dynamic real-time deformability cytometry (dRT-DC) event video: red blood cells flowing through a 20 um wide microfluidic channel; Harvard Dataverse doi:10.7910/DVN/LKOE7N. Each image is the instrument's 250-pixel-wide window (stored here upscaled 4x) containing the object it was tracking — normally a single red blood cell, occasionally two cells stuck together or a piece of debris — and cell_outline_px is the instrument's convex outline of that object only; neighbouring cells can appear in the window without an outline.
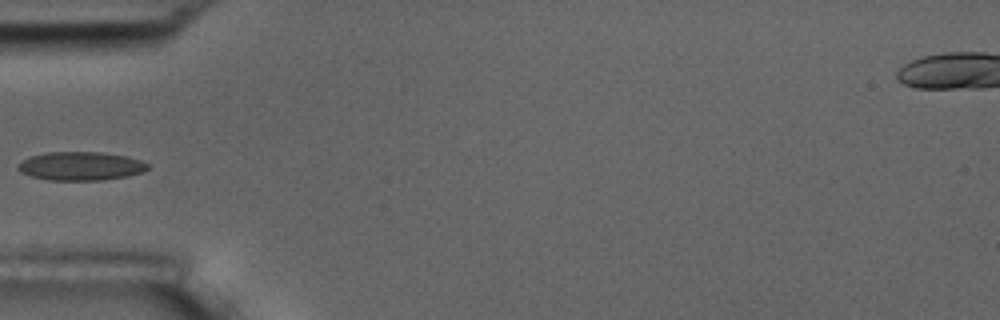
{"species": "common noctule bat (a hibernating species)", "species_latin": "Nyctalus noctula", "temperature_condition": "room temperature", "stored_images_in_passage": 5, "camera_frame_rate_fps": 3000, "um_per_image_px": 0.085, "animal": {"sex": "male", "body_mass_g": 17.5, "forearm_length_mm": 52.3}, "frame": {"image": 1, "passage_image": 4, "time_ms": 4.333, "image_size_px": [1000, 320], "cell_outline_px": [[148, 168], [144, 172], [128, 176], [100, 180], [48, 180], [32, 176], [20, 172], [16, 168], [28, 156], [48, 152], [100, 152], [124, 156], [140, 160], [148, 164]], "centroid_in_image_um": [6.85, 14.12], "position_along_channel_um": 78.1, "area_um2": 21.5}}